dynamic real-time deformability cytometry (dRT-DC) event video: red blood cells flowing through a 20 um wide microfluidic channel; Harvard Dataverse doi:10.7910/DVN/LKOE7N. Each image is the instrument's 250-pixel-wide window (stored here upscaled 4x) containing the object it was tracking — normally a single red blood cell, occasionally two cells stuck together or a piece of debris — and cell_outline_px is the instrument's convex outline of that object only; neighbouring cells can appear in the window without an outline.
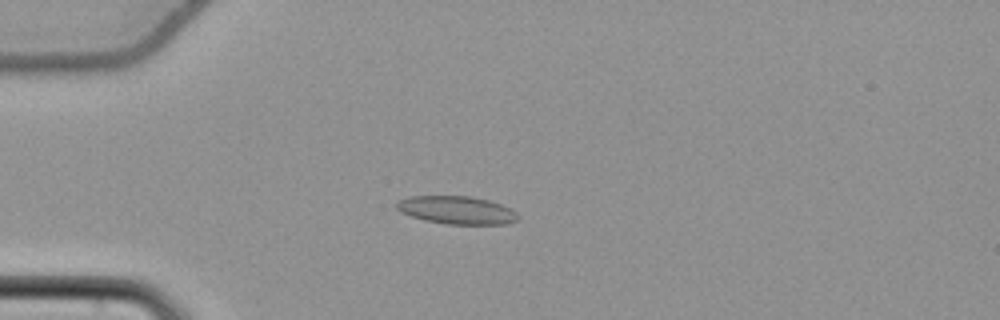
{"species": "common noctule bat (a hibernating species)", "species_latin": "Nyctalus noctula", "temperature_condition": "cold", "stored_images_in_passage": 55, "camera_frame_rate_fps": 3000, "um_per_image_px": 0.085, "animal": {"sex": "female", "body_mass_g": 22.7, "forearm_length_mm": 54.2}, "frame": {"image": 1, "passage_image": 15, "time_ms": 4.667, "image_size_px": [1000, 320], "cell_outline_px": [[520, 216], [516, 220], [508, 224], [444, 224], [424, 220], [400, 212], [396, 208], [396, 204], [400, 200], [412, 196], [472, 196], [488, 200], [512, 208]], "centroid_in_image_um": [38.85, 17.86], "position_along_channel_um": 46.2, "area_um2": 19.83}}
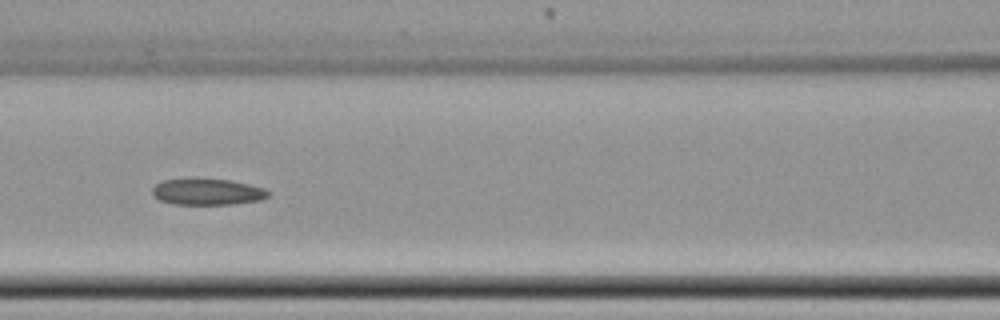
{"frame": {"image": 2, "passage_image": 25, "time_ms": 8.0, "image_size_px": [1000, 320], "cell_outline_px": [[268, 196], [260, 200], [232, 204], [172, 204], [160, 200], [152, 192], [152, 188], [160, 180], [188, 176], [196, 176], [232, 180], [264, 188], [268, 192]], "centroid_in_image_um": [17.56, 16.25], "position_along_channel_um": 149.0, "area_um2": 18.44}}
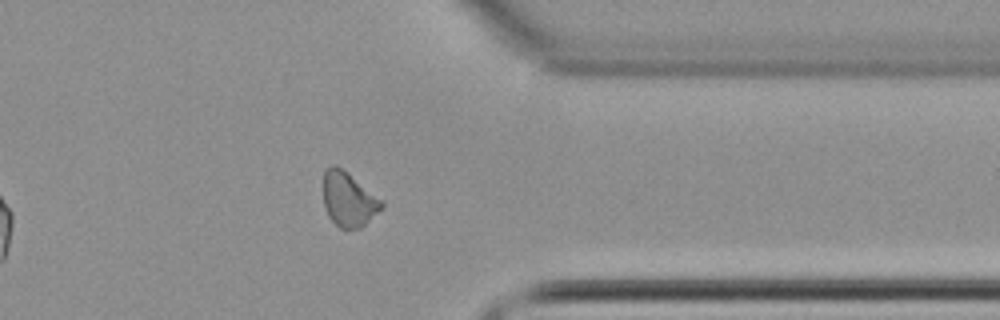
{"frame": {"image": 3, "passage_image": 44, "time_ms": 14.333, "image_size_px": [1000, 320], "cell_outline_px": [[384, 204], [360, 228], [340, 228], [328, 216], [324, 204], [324, 168], [332, 164], [336, 164], [348, 172], [384, 200]], "centroid_in_image_um": [29.61, 16.89], "position_along_channel_um": 381.8, "area_um2": 18.44}}